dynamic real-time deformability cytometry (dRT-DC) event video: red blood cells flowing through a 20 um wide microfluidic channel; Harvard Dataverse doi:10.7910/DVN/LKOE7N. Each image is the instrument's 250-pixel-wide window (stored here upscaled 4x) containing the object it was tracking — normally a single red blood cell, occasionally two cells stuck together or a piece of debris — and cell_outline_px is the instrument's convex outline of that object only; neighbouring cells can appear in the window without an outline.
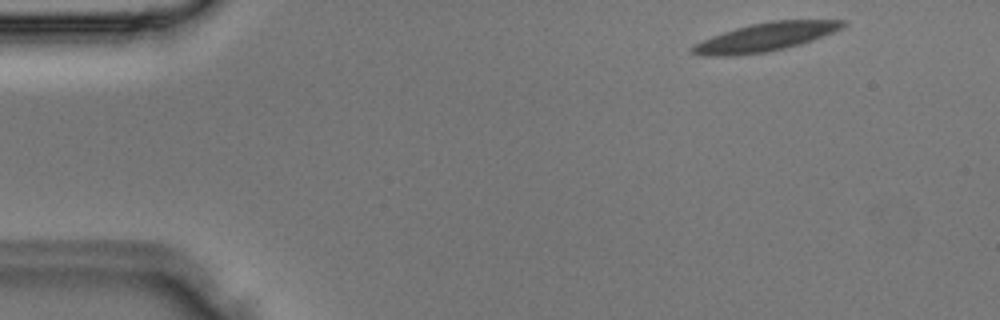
{"species": "Egyptian fruit bat (a non-hibernating species)", "species_latin": "Rousettus aegyptiacus", "temperature_condition": "room temperature", "stored_images_in_passage": 3, "camera_frame_rate_fps": 3000, "um_per_image_px": 0.085, "animal": {"sex": "male"}, "frame": {"image": 1, "passage_image": 1, "time_ms": 0.0, "image_size_px": [1000, 320], "cell_outline_px": [[848, 24], [832, 32], [812, 40], [800, 44], [768, 52], [732, 56], [704, 56], [692, 52], [688, 48], [712, 36], [736, 28], [752, 24], [772, 20], [848, 20]], "centroid_in_image_um": [65.06, 3.15], "position_along_channel_um": 19.9, "area_um2": 24.68}}